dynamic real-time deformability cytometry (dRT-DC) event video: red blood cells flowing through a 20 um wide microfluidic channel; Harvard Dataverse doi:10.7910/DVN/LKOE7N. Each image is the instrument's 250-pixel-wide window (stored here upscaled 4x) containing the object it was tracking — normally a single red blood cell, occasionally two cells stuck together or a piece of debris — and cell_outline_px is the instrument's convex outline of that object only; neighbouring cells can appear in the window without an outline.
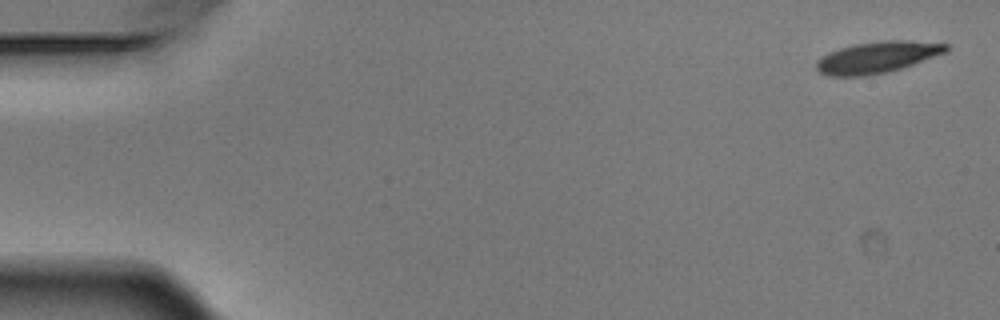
{"species": "Egyptian fruit bat (a non-hibernating species)", "species_latin": "Rousettus aegyptiacus", "temperature_condition": "warm", "stored_images_in_passage": 5, "camera_frame_rate_fps": 3000, "um_per_image_px": 0.085, "animal": {"sex": "male"}, "frame": {"image": 1, "passage_image": 1, "time_ms": 0.0, "image_size_px": [1000, 320], "cell_outline_px": [[948, 52], [888, 72], [864, 76], [828, 76], [820, 72], [816, 68], [816, 60], [840, 48], [856, 44], [884, 40], [908, 40], [948, 44]], "centroid_in_image_um": [74.58, 4.87], "position_along_channel_um": 10.4, "area_um2": 23.52}}
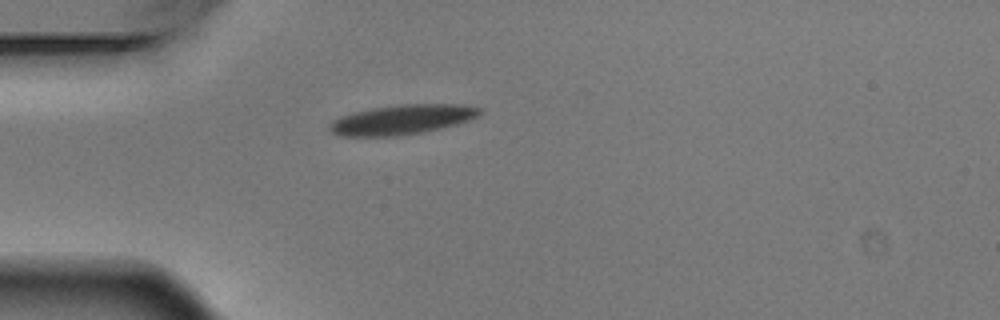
{"frame": {"image": 2, "passage_image": 4, "time_ms": 1.0, "image_size_px": [1000, 320], "cell_outline_px": [[480, 112], [476, 116], [468, 120], [456, 124], [424, 132], [400, 136], [340, 136], [332, 132], [328, 128], [328, 124], [332, 120], [340, 116], [352, 112], [372, 108], [400, 104], [464, 104], [480, 108]], "centroid_in_image_um": [34.12, 10.16], "position_along_channel_um": 50.9, "area_um2": 26.07}}